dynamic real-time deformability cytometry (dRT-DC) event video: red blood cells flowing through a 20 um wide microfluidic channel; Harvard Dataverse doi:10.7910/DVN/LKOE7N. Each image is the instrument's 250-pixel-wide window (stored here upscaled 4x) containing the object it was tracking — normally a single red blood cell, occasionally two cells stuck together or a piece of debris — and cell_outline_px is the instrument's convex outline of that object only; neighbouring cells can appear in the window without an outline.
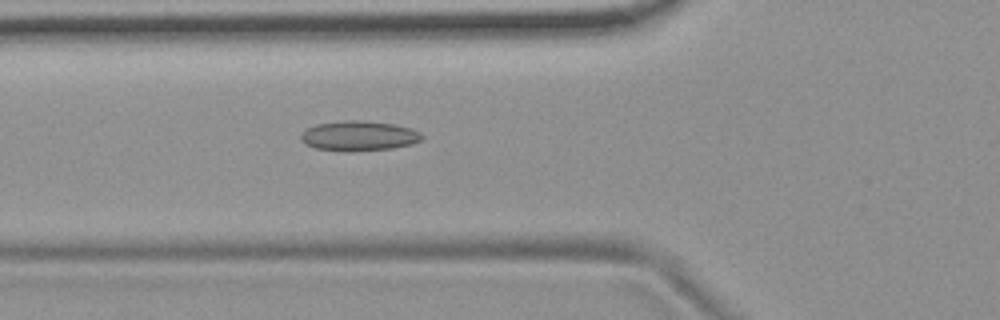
{"species": "common noctule bat (a hibernating species)", "species_latin": "Nyctalus noctula", "temperature_condition": "room temperature", "stored_images_in_passage": 55, "camera_frame_rate_fps": 3000, "um_per_image_px": 0.085, "animal": {"sex": "female", "body_mass_g": 19.9}, "frame": {"image": 1, "passage_image": 20, "time_ms": 6.333, "image_size_px": [1000, 320], "cell_outline_px": [[424, 136], [420, 140], [408, 144], [392, 148], [348, 152], [316, 148], [304, 144], [300, 140], [300, 136], [308, 128], [316, 124], [348, 120], [360, 120], [396, 124], [412, 128], [420, 132]], "centroid_in_image_um": [30.5, 11.55], "position_along_channel_um": 95.3, "area_um2": 21.1}}
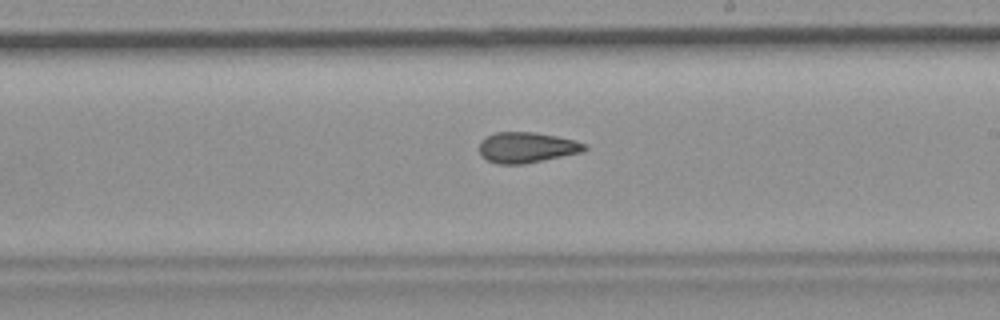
{"frame": {"image": 2, "passage_image": 32, "time_ms": 10.333, "image_size_px": [1000, 320], "cell_outline_px": [[588, 148], [584, 152], [520, 164], [500, 164], [488, 160], [480, 152], [480, 140], [496, 132], [532, 132], [556, 136], [576, 140], [588, 144]], "centroid_in_image_um": [44.83, 12.52], "position_along_channel_um": 244.2, "area_um2": 18.61}}
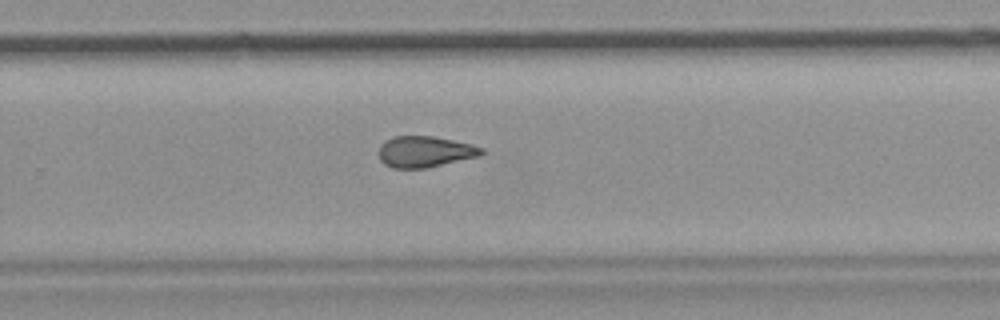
{"frame": {"image": 3, "passage_image": 36, "time_ms": 11.667, "image_size_px": [1000, 320], "cell_outline_px": [[484, 152], [480, 156], [428, 168], [392, 168], [384, 164], [380, 160], [380, 144], [392, 136], [432, 136], [472, 144], [484, 148]], "centroid_in_image_um": [36.13, 12.9], "position_along_channel_um": 293.7, "area_um2": 18.73}, "authors_computed_cell_mechanics": {"area_um2": 19.5364, "velocity_mm_per_s": 3.7266, "shape_relaxation_time_tau1_ms": null, "shape_relaxation_time_tau2_ms": 2.3364, "deformation_change_tau1": null, "deformation_change_tau2": 0.0971}}